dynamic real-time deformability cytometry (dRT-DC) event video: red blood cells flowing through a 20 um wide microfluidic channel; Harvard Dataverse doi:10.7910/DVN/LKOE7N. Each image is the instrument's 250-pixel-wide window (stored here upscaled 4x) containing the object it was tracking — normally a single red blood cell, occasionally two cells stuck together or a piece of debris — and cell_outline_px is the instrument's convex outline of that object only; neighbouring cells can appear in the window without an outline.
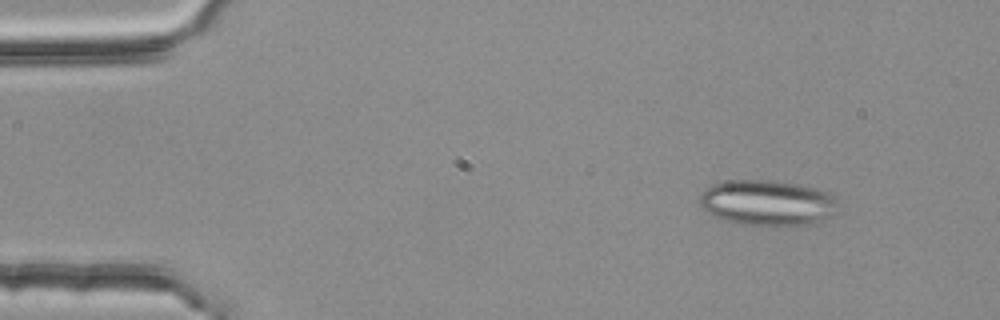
{"species": "common noctule bat (a hibernating species)", "species_latin": "Nyctalus noctula", "temperature_condition": "room temperature", "stored_images_in_passage": 5, "camera_frame_rate_fps": 3000, "um_per_image_px": 0.085, "animal": {"sex": "female", "body_mass_g": 25.1}, "frame": {"image": 1, "passage_image": 2, "time_ms": 0.333, "image_size_px": [1000, 320], "cell_outline_px": [[840, 212], [836, 216], [796, 228], [760, 228], [732, 224], [708, 212], [700, 204], [700, 196], [712, 184], [728, 180], [772, 180], [800, 184], [816, 188], [840, 196]], "centroid_in_image_um": [65.38, 17.3], "position_along_channel_um": 19.6, "area_um2": 38.84}}